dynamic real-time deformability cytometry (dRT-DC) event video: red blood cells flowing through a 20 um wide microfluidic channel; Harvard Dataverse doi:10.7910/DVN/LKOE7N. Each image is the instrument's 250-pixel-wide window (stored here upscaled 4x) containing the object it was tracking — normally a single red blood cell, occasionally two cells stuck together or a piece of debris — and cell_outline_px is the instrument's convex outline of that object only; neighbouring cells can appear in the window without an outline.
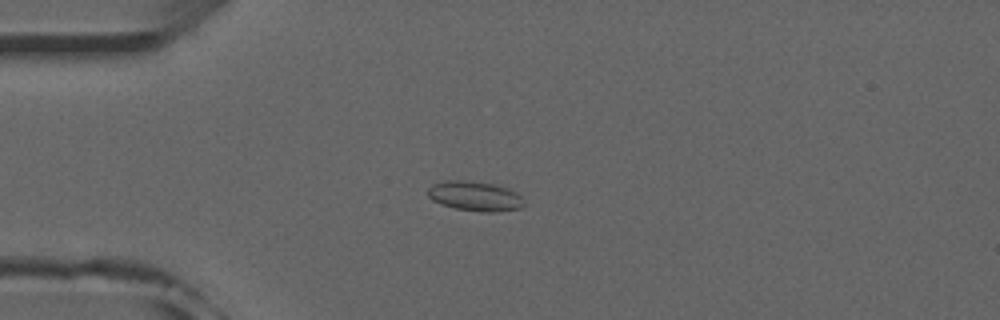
{"species": "common noctule bat (a hibernating species)", "species_latin": "Nyctalus noctula", "temperature_condition": "room temperature", "stored_images_in_passage": 48, "camera_frame_rate_fps": 3000, "um_per_image_px": 0.085, "animal": {"sex": "male", "forearm_length_mm": 52.5}, "frame": {"image": 1, "passage_image": 10, "time_ms": 3.0, "image_size_px": [1000, 320], "cell_outline_px": [[524, 204], [520, 208], [496, 212], [480, 212], [456, 208], [440, 204], [432, 200], [428, 196], [428, 188], [432, 184], [444, 180], [464, 180], [492, 184], [508, 188], [516, 192], [520, 196]], "centroid_in_image_um": [40.34, 16.67], "position_along_channel_um": 44.7, "area_um2": 16.65}}
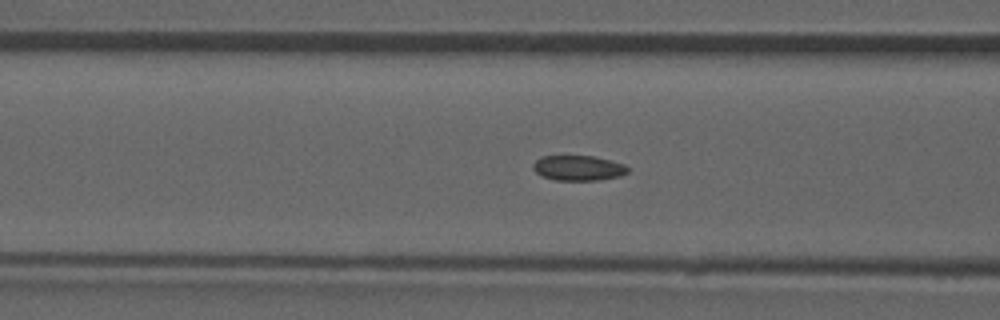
{"frame": {"image": 2, "passage_image": 17, "time_ms": 5.333, "image_size_px": [1000, 320], "cell_outline_px": [[628, 172], [620, 176], [596, 180], [556, 180], [540, 176], [532, 168], [532, 164], [540, 156], [592, 156], [624, 164], [628, 168]], "centroid_in_image_um": [49.11, 14.28], "position_along_channel_um": 117.5, "area_um2": 13.81}}
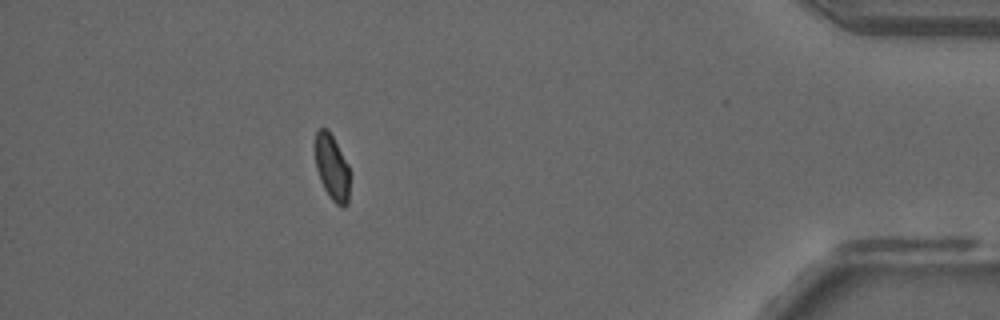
{"frame": {"image": 3, "passage_image": 43, "time_ms": 14.0, "image_size_px": [1000, 320], "cell_outline_px": [[348, 204], [344, 208], [340, 208], [332, 200], [324, 188], [320, 180], [316, 168], [316, 132], [320, 128], [328, 128], [348, 164]], "centroid_in_image_um": [28.22, 14.25], "position_along_channel_um": 407.0, "area_um2": 13.06}, "authors_computed_cell_mechanics": {"area_um2": 14.3055, "velocity_mm_per_s": 3.9589, "shape_relaxation_time_tau1_ms": null, "shape_relaxation_time_tau2_ms": 1.0476, "deformation_change_tau1": null, "deformation_change_tau2": 0.0508}}